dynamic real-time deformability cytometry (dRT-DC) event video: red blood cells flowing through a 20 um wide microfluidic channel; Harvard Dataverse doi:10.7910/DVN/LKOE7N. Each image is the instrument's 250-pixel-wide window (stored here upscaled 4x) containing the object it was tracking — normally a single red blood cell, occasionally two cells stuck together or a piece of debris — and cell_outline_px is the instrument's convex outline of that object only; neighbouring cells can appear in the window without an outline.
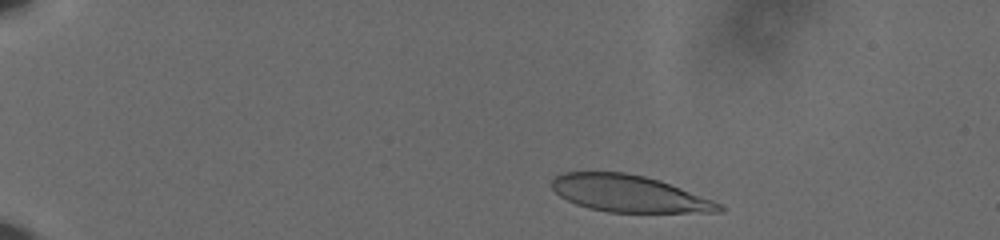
{"species": "human", "species_latin": "Homo sapiens", "temperature_condition": "cold", "stored_images_in_passage": 51, "camera_frame_rate_fps": 3000, "um_per_image_px": 0.085, "donor": {"sex": "male"}, "frame": {"image": 1, "passage_image": 4, "time_ms": 1.0, "image_size_px": [1000, 240], "cell_outline_px": [[724, 208], [720, 212], [608, 212], [588, 208], [576, 204], [560, 196], [552, 188], [552, 180], [556, 176], [564, 172], [624, 172], [644, 176], [660, 180], [712, 200], [720, 204]], "centroid_in_image_um": [53.44, 16.45], "position_along_channel_um": 31.6, "area_um2": 35.55}}
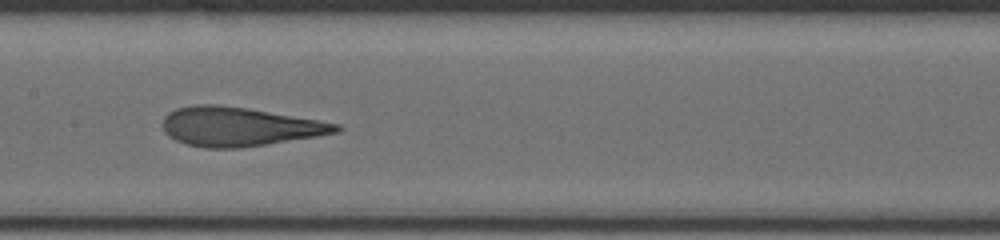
{"frame": {"image": 2, "passage_image": 25, "time_ms": 8.0, "image_size_px": [1000, 240], "cell_outline_px": [[344, 128], [336, 132], [316, 136], [268, 144], [240, 148], [204, 148], [188, 144], [176, 140], [168, 136], [164, 132], [164, 116], [168, 112], [176, 108], [192, 104], [216, 104], [248, 108], [340, 124]], "centroid_in_image_um": [20.3, 10.76], "position_along_channel_um": 187.1, "area_um2": 39.3}}
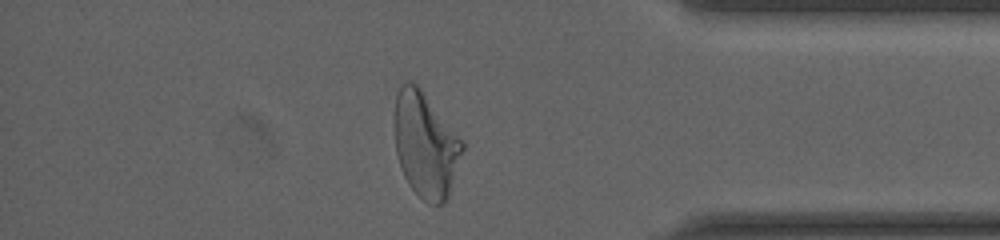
{"frame": {"image": 3, "passage_image": 44, "time_ms": 14.333, "image_size_px": [1000, 240], "cell_outline_px": [[464, 148], [448, 196], [444, 204], [428, 204], [408, 184], [404, 176], [396, 152], [392, 124], [396, 96], [404, 80], [412, 80], [420, 88], [464, 140]], "centroid_in_image_um": [36.15, 12.27], "position_along_channel_um": 399.1, "area_um2": 41.96}, "authors_computed_cell_mechanics": {"area_um2": 38.8416, "velocity_mm_per_s": 3.6143, "shape_relaxation_time_tau1_ms": 5.8086, "shape_relaxation_time_tau2_ms": 1.2548, "deformation_change_tau1": 0.2424, "deformation_change_tau2": 0.1088}}